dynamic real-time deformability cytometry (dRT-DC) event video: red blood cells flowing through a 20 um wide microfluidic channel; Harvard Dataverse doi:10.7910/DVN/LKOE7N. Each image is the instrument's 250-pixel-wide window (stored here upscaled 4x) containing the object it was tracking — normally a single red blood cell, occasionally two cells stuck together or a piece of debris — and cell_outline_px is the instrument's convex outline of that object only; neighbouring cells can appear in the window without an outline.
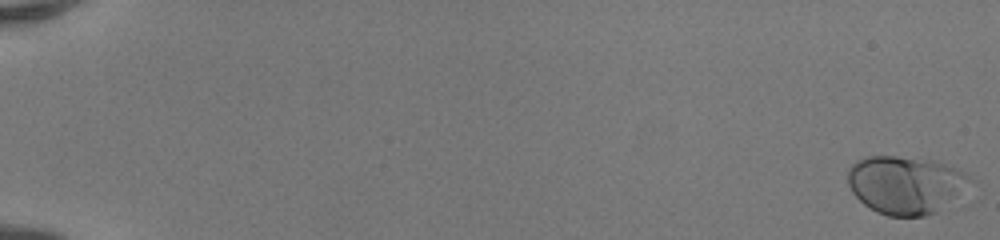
{"species": "human", "species_latin": "Homo sapiens", "temperature_condition": "room temperature", "stored_images_in_passage": 52, "camera_frame_rate_fps": 3000, "um_per_image_px": 0.085, "donor": {"sex": "female"}, "frame": {"image": 1, "passage_image": 1, "time_ms": 0.0, "image_size_px": [1000, 240], "cell_outline_px": [[976, 180], [936, 212], [924, 216], [888, 216], [876, 212], [864, 204], [852, 192], [848, 184], [848, 168], [856, 160], [868, 156], [896, 156], [932, 160], [956, 168], [964, 172]], "centroid_in_image_um": [76.96, 15.69], "position_along_channel_um": 8.0, "area_um2": 41.21}}
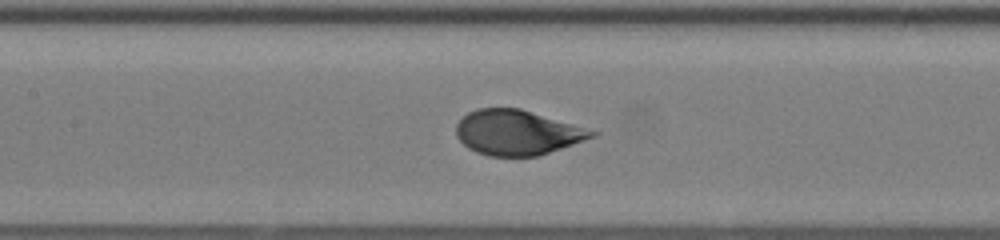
{"frame": {"image": 2, "passage_image": 27, "time_ms": 8.667, "image_size_px": [1000, 240], "cell_outline_px": [[600, 132], [596, 136], [536, 156], [488, 156], [476, 152], [468, 148], [456, 136], [456, 124], [468, 112], [476, 108], [520, 108]], "centroid_in_image_um": [43.93, 11.26], "position_along_channel_um": 163.5, "area_um2": 35.32}}
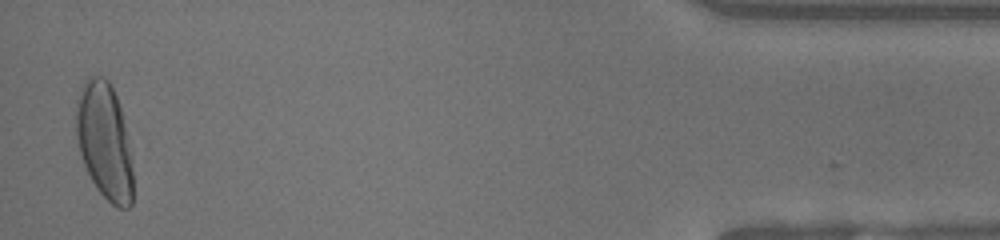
{"frame": {"image": 3, "passage_image": 51, "time_ms": 16.667, "image_size_px": [1000, 240], "cell_outline_px": [[132, 204], [128, 208], [116, 208], [96, 188], [84, 164], [80, 152], [76, 136], [76, 100], [84, 80], [88, 76], [104, 76], [108, 80], [116, 96], [120, 108], [132, 156]], "centroid_in_image_um": [8.87, 11.99], "position_along_channel_um": 426.3, "area_um2": 38.61}, "authors_computed_cell_mechanics": {"area_um2": 36.8764, "velocity_mm_per_s": 4.15, "shape_relaxation_time_tau1_ms": 3.5061, "shape_relaxation_time_tau2_ms": null, "deformation_change_tau1": 0.178, "deformation_change_tau2": null}}